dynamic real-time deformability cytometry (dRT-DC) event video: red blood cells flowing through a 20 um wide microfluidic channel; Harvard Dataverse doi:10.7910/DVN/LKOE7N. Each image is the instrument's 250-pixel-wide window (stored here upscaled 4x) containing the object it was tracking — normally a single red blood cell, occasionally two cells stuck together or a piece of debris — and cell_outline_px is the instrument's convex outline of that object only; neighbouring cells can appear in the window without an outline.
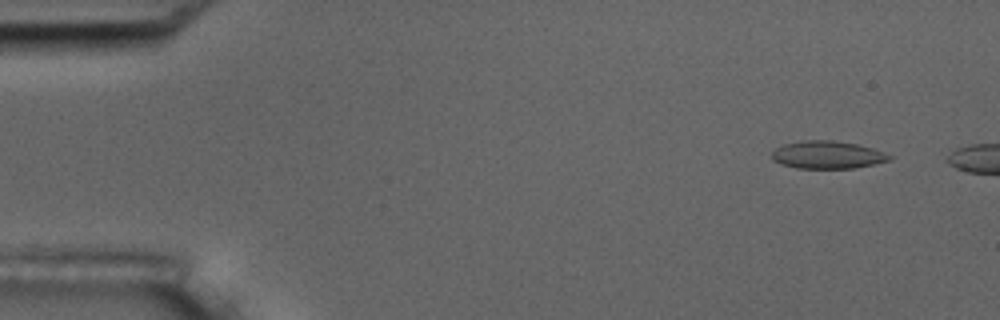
{"species": "common noctule bat (a hibernating species)", "species_latin": "Nyctalus noctula", "temperature_condition": "room temperature", "stored_images_in_passage": 5, "camera_frame_rate_fps": 3000, "um_per_image_px": 0.085, "animal": {"sex": "male", "body_mass_g": 17.5, "forearm_length_mm": 52.3}, "frame": {"image": 1, "passage_image": 1, "time_ms": 0.0, "image_size_px": [1000, 320], "cell_outline_px": [[892, 160], [852, 168], [796, 168], [780, 164], [772, 160], [772, 152], [776, 148], [784, 144], [804, 140], [832, 140], [856, 144], [872, 148], [884, 152], [892, 156]], "centroid_in_image_um": [70.31, 13.16], "position_along_channel_um": 14.7, "area_um2": 18.9}}